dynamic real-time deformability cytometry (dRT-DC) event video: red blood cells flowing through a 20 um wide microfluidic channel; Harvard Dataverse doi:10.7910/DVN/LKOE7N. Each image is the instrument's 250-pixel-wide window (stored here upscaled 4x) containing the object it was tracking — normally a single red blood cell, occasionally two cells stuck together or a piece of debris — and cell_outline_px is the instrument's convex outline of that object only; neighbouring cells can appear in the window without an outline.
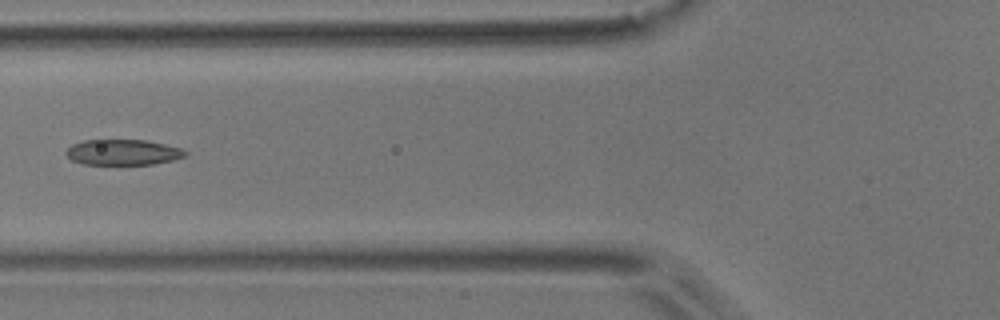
{"species": "common noctule bat (a hibernating species)", "species_latin": "Nyctalus noctula", "temperature_condition": "room temperature", "stored_images_in_passage": 7, "camera_frame_rate_fps": 3000, "um_per_image_px": 0.085, "animal": {"sex": "male", "body_mass_g": 17.9}, "frame": {"image": 1, "passage_image": 6, "time_ms": 1.667, "image_size_px": [1000, 320], "cell_outline_px": [[188, 156], [172, 160], [152, 164], [80, 164], [72, 160], [64, 152], [72, 144], [84, 140], [148, 140], [180, 148], [188, 152]], "centroid_in_image_um": [10.45, 12.94], "position_along_channel_um": 115.3, "area_um2": 17.8}}
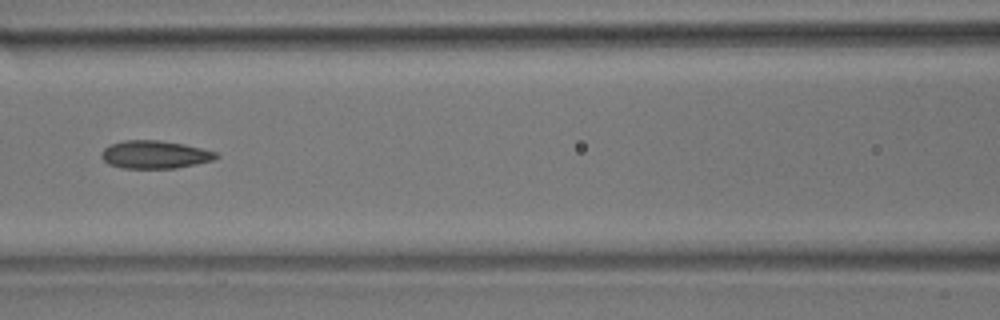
{"frame": {"image": 2, "passage_image": 7, "time_ms": 2.0, "image_size_px": [1000, 320], "cell_outline_px": [[220, 156], [212, 160], [196, 164], [176, 168], [124, 168], [108, 164], [100, 156], [100, 152], [104, 148], [112, 144], [124, 140], [160, 140], [184, 144], [216, 152]], "centroid_in_image_um": [13.14, 13.14], "position_along_channel_um": 153.5, "area_um2": 18.61}}